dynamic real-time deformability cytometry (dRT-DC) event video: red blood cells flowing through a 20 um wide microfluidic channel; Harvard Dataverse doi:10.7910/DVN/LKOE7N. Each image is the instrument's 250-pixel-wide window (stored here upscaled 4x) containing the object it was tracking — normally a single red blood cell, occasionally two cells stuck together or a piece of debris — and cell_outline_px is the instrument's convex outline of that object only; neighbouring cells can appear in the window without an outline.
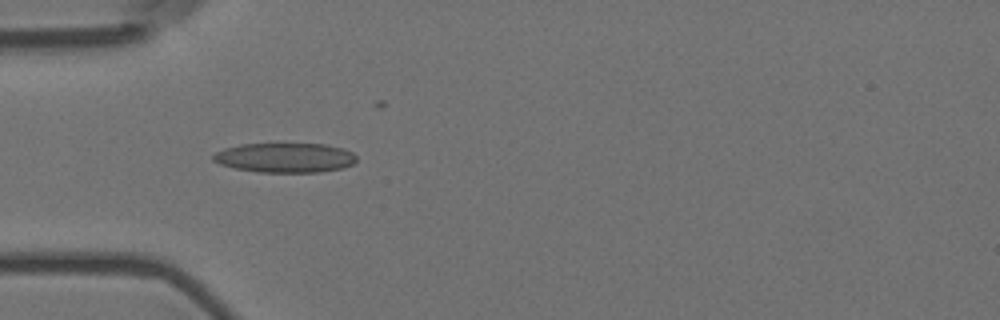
{"species": "Egyptian fruit bat (a non-hibernating species)", "species_latin": "Rousettus aegyptiacus", "temperature_condition": "room temperature", "stored_images_in_passage": 6, "camera_frame_rate_fps": 3000, "um_per_image_px": 0.085, "animal": {"sex": "female"}, "frame": {"image": 1, "passage_image": 5, "time_ms": 1.333, "image_size_px": [1000, 320], "cell_outline_px": [[356, 160], [352, 164], [344, 168], [320, 172], [256, 172], [232, 168], [220, 164], [212, 160], [212, 156], [216, 152], [224, 148], [240, 144], [328, 144], [344, 148], [352, 152], [356, 156]], "centroid_in_image_um": [24.22, 13.4], "position_along_channel_um": 60.8, "area_um2": 24.97}}
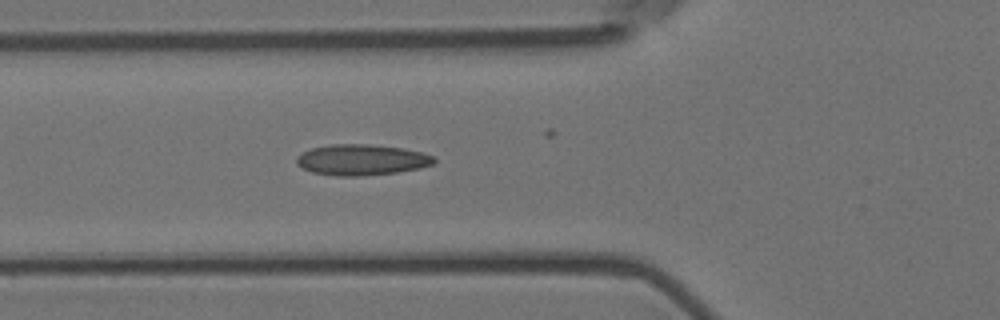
{"frame": {"image": 2, "passage_image": 6, "time_ms": 1.667, "image_size_px": [1000, 320], "cell_outline_px": [[436, 160], [432, 164], [420, 168], [396, 172], [360, 176], [336, 176], [312, 172], [296, 164], [296, 156], [312, 148], [332, 144], [368, 144], [404, 148], [436, 156]], "centroid_in_image_um": [30.75, 13.58], "position_along_channel_um": 95.1, "area_um2": 24.68}}